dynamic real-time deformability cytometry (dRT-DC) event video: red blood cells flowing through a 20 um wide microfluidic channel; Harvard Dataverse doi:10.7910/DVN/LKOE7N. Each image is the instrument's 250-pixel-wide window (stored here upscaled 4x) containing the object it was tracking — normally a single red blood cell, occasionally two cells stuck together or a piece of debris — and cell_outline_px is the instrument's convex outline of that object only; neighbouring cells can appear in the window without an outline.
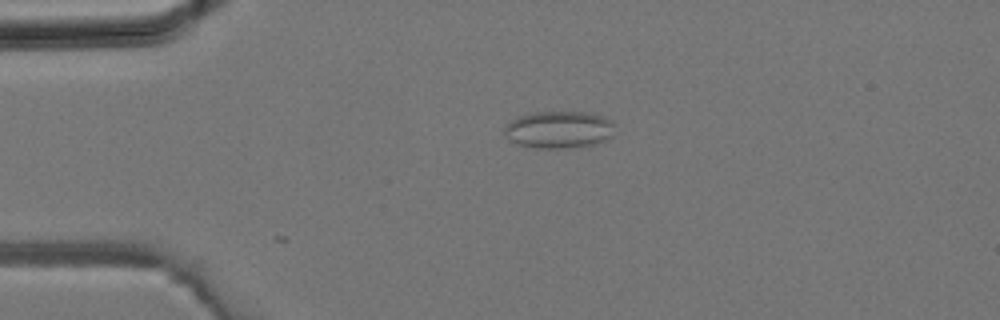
{"species": "common noctule bat (a hibernating species)", "species_latin": "Nyctalus noctula", "temperature_condition": "room temperature", "stored_images_in_passage": 3, "camera_frame_rate_fps": 3000, "um_per_image_px": 0.085, "animal": {"sex": "male", "body_mass_g": 19.2, "forearm_length_mm": 51.8}, "frame": {"image": 1, "passage_image": 2, "time_ms": 0.333, "image_size_px": [1000, 320], "cell_outline_px": [[612, 136], [604, 140], [592, 144], [568, 148], [532, 148], [516, 144], [504, 132], [504, 128], [516, 116], [532, 112], [584, 112], [604, 116], [612, 120]], "centroid_in_image_um": [47.48, 11.01], "position_along_channel_um": 37.5, "area_um2": 23.81}}